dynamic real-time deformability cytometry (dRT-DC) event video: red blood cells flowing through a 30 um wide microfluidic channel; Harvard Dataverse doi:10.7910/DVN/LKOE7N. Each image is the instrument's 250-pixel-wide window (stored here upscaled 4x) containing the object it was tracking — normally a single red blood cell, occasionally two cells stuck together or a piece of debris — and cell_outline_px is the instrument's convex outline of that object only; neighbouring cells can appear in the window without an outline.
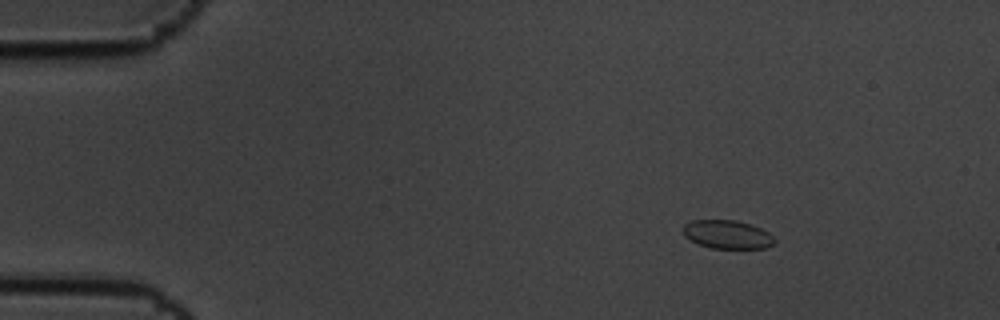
{"species": "common noctule bat (a hibernating species)", "species_latin": "Nyctalus noctula", "temperature_condition": "cold", "stored_images_in_passage": 6, "camera_frame_rate_fps": 3000, "um_per_image_px": 0.085, "animal": {"sex": "male", "body_mass_g": 19.5, "forearm_length_mm": 54.6}, "frame": {"image": 1, "passage_image": 1, "time_ms": 0.0, "image_size_px": [1000, 320], "cell_outline_px": [[776, 244], [768, 248], [712, 248], [700, 244], [684, 236], [684, 224], [692, 220], [736, 220], [752, 224], [768, 232], [776, 240]], "centroid_in_image_um": [61.88, 19.92], "position_along_channel_um": 23.1, "area_um2": 15.2}}
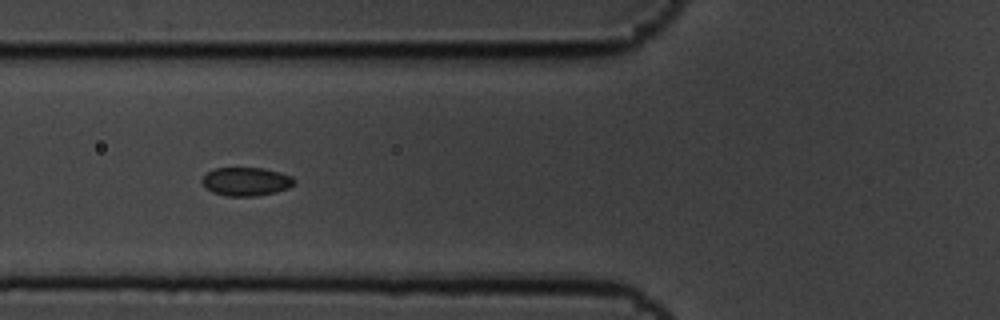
{"frame": {"image": 2, "passage_image": 5, "time_ms": 1.333, "image_size_px": [1000, 320], "cell_outline_px": [[296, 184], [288, 188], [276, 192], [256, 196], [224, 196], [212, 192], [200, 180], [208, 172], [216, 168], [264, 168], [280, 172], [292, 176], [296, 180]], "centroid_in_image_um": [20.96, 15.43], "position_along_channel_um": 104.8, "area_um2": 15.37}}
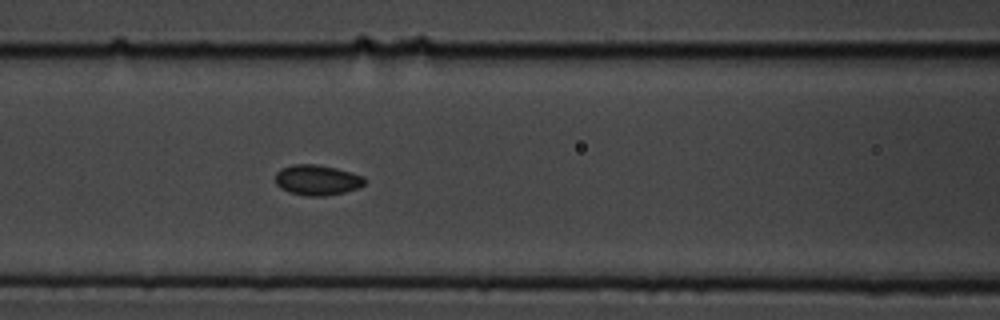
{"frame": {"image": 3, "passage_image": 6, "time_ms": 1.667, "image_size_px": [1000, 320], "cell_outline_px": [[368, 180], [360, 188], [344, 192], [324, 196], [308, 196], [288, 192], [280, 188], [276, 184], [276, 172], [280, 168], [292, 164], [316, 164], [336, 168], [352, 172], [364, 176]], "centroid_in_image_um": [26.98, 15.3], "position_along_channel_um": 139.6, "area_um2": 16.07}}